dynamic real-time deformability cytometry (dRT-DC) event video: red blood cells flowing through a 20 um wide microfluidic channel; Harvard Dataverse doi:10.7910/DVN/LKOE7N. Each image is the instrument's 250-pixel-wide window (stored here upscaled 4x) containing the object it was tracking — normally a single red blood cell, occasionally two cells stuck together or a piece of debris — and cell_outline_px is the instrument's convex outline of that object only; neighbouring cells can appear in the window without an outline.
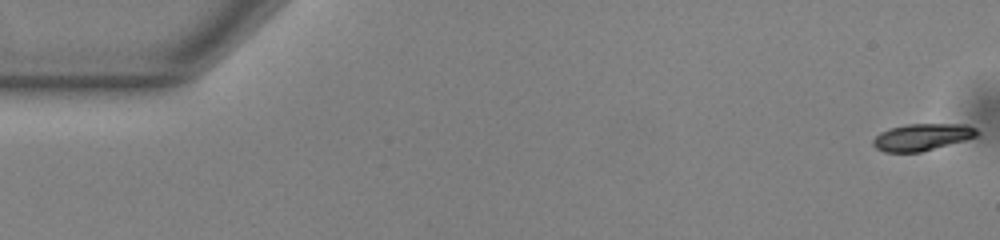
{"species": "common noctule bat (a hibernating species)", "species_latin": "Nyctalus noctula", "temperature_condition": "warm", "stored_images_in_passage": 10, "camera_frame_rate_fps": 3000, "um_per_image_px": 0.085, "animal": {"sex": "male", "body_mass_g": 13.0, "forearm_length_mm": 53.1}, "frame": {"image": 1, "passage_image": 1, "time_ms": 0.0, "image_size_px": [1000, 240], "cell_outline_px": [[980, 132], [976, 136], [964, 140], [920, 152], [884, 152], [876, 148], [872, 144], [872, 140], [880, 132], [892, 128], [908, 124], [964, 124], [976, 128]], "centroid_in_image_um": [78.37, 11.65], "position_along_channel_um": 6.6, "area_um2": 16.13}}